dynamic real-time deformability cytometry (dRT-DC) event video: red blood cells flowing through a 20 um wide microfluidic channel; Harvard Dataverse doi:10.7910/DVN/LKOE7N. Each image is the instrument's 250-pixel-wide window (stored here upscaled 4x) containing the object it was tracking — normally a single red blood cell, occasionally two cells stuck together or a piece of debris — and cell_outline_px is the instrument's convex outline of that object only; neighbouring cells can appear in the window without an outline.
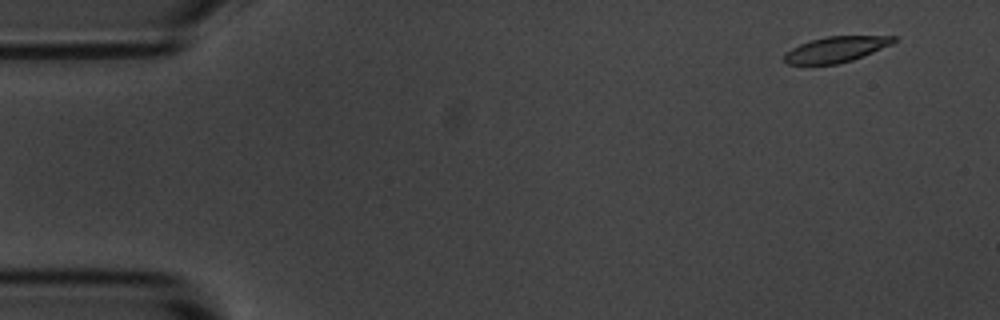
{"species": "common noctule bat (a hibernating species)", "species_latin": "Nyctalus noctula", "temperature_condition": "room temperature", "stored_images_in_passage": 8, "camera_frame_rate_fps": 3000, "um_per_image_px": 0.085, "animal": {"sex": "male", "body_mass_g": 20.1, "forearm_length_mm": 53.5}, "frame": {"image": 1, "passage_image": 1, "time_ms": 0.0, "image_size_px": [1000, 320], "cell_outline_px": [[896, 40], [892, 44], [852, 60], [836, 64], [788, 64], [784, 60], [784, 56], [792, 48], [800, 44], [812, 40], [828, 36], [896, 36]], "centroid_in_image_um": [71.07, 4.19], "position_along_channel_um": 13.9, "area_um2": 16.01}}
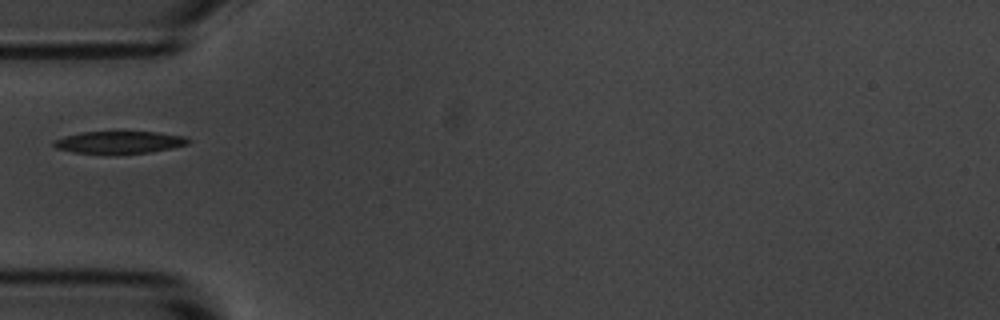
{"frame": {"image": 2, "passage_image": 5, "time_ms": 4.667, "image_size_px": [1000, 320], "cell_outline_px": [[192, 140], [188, 144], [172, 148], [148, 152], [72, 152], [56, 148], [52, 144], [52, 140], [80, 132], [160, 132], [184, 136]], "centroid_in_image_um": [10.16, 12.06], "position_along_channel_um": 74.8, "area_um2": 16.99}}
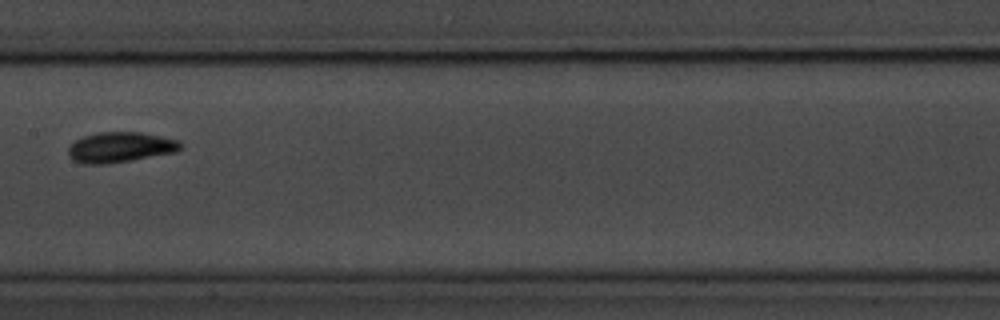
{"frame": {"image": 3, "passage_image": 8, "time_ms": 8.0, "image_size_px": [1000, 320], "cell_outline_px": [[180, 148], [176, 152], [108, 164], [80, 164], [72, 160], [68, 156], [68, 148], [76, 140], [84, 136], [96, 132], [140, 132], [180, 140]], "centroid_in_image_um": [10.18, 12.52], "position_along_channel_um": 197.2, "area_um2": 19.88}}